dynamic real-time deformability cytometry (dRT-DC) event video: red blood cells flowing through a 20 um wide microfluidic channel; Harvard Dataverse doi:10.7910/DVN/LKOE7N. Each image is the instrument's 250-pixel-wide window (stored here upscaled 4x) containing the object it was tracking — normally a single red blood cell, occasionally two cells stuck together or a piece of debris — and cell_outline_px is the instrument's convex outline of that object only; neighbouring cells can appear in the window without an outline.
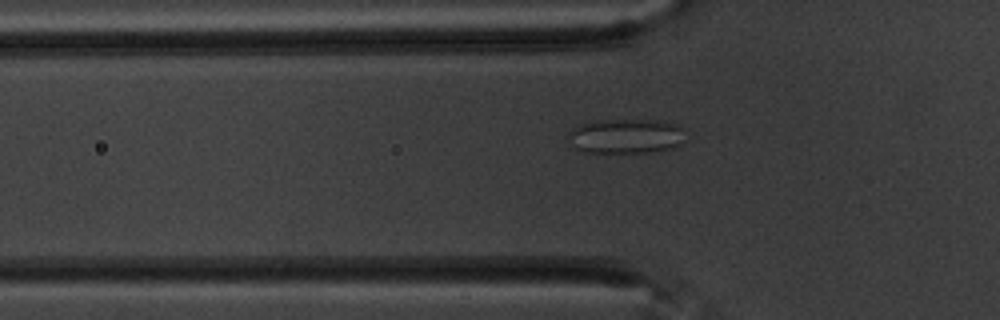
{"species": "common noctule bat (a hibernating species)", "species_latin": "Nyctalus noctula", "temperature_condition": "warm", "stored_images_in_passage": 57, "camera_frame_rate_fps": 3000, "um_per_image_px": 0.085, "animal": {"sex": "male", "body_mass_g": 20.1, "forearm_length_mm": 53.5}, "frame": {"image": 1, "passage_image": 18, "time_ms": 5.667, "image_size_px": [1000, 320], "cell_outline_px": [[684, 144], [676, 148], [648, 152], [584, 152], [576, 148], [572, 144], [568, 136], [568, 132], [572, 128], [580, 124], [600, 120], [656, 120], [680, 124], [684, 128]], "centroid_in_image_um": [53.27, 11.57], "position_along_channel_um": 72.5, "area_um2": 23.99}}
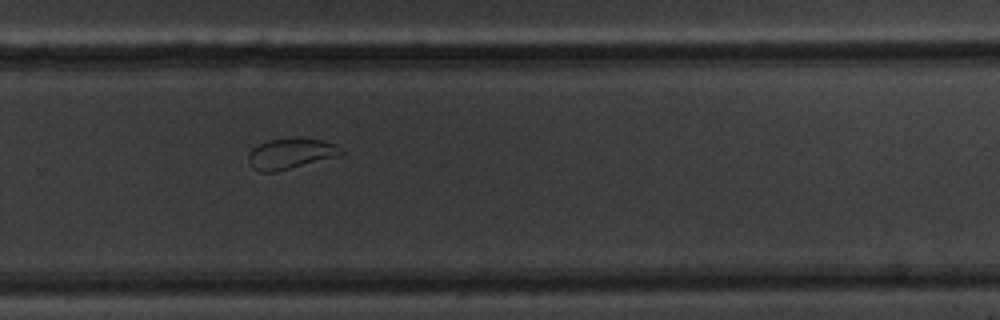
{"frame": {"image": 2, "passage_image": 38, "time_ms": 12.333, "image_size_px": [1000, 320], "cell_outline_px": [[344, 152], [336, 156], [276, 172], [260, 172], [248, 160], [248, 156], [252, 148], [268, 140], [324, 140], [336, 144]], "centroid_in_image_um": [24.7, 13.08], "position_along_channel_um": 305.1, "area_um2": 15.72}}
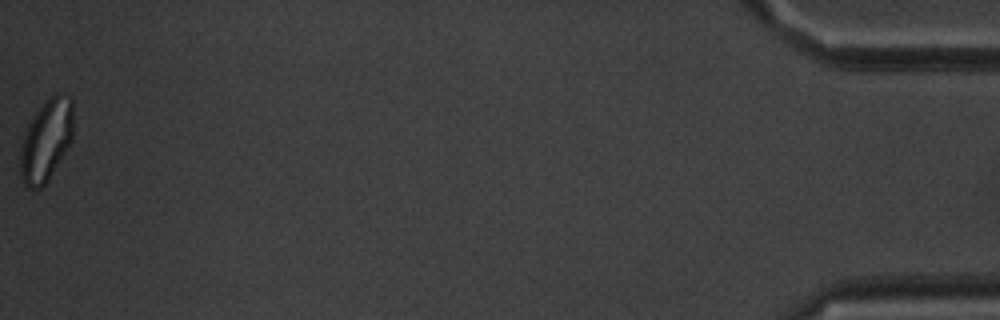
{"frame": {"image": 3, "passage_image": 57, "time_ms": 18.667, "image_size_px": [1000, 320], "cell_outline_px": [[72, 140], [48, 180], [40, 188], [28, 188], [24, 184], [20, 172], [20, 148], [24, 136], [36, 112], [52, 96], [68, 96], [72, 100]], "centroid_in_image_um": [3.92, 11.99], "position_along_channel_um": 431.3, "area_um2": 24.39}}